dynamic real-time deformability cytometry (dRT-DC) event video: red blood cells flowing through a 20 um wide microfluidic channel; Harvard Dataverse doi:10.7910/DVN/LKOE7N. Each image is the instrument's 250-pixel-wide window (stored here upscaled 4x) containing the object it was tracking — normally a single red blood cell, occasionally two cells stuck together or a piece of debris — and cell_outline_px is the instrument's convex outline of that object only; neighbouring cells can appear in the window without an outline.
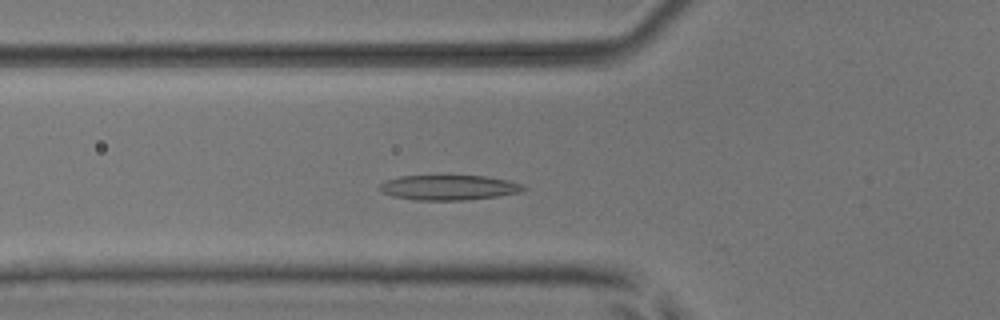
{"species": "common noctule bat (a hibernating species)", "species_latin": "Nyctalus noctula", "temperature_condition": "room temperature", "stored_images_in_passage": 31, "camera_frame_rate_fps": 3000, "um_per_image_px": 0.085, "animal": {"sex": "male", "body_mass_g": 17.9, "forearm_length_mm": 54.2}, "frame": {"image": 1, "passage_image": 6, "time_ms": 1.667, "image_size_px": [1000, 320], "cell_outline_px": [[528, 188], [520, 192], [496, 196], [468, 200], [416, 200], [392, 196], [380, 192], [376, 188], [384, 180], [400, 176], [484, 176], [508, 180], [524, 184]], "centroid_in_image_um": [38.11, 15.94], "position_along_channel_um": 87.7, "area_um2": 21.15}}
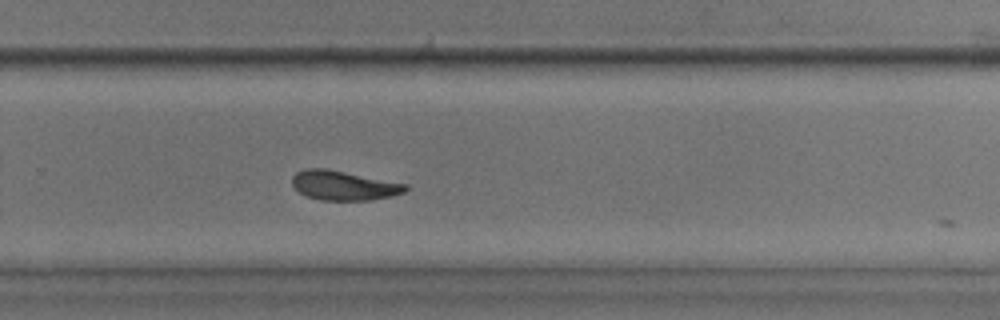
{"frame": {"image": 2, "passage_image": 22, "time_ms": 7.0, "image_size_px": [1000, 320], "cell_outline_px": [[408, 188], [404, 192], [392, 196], [368, 200], [320, 200], [304, 196], [292, 184], [292, 176], [296, 172], [304, 168], [324, 168], [408, 184]], "centroid_in_image_um": [29.19, 15.76], "position_along_channel_um": 300.6, "area_um2": 19.42}}
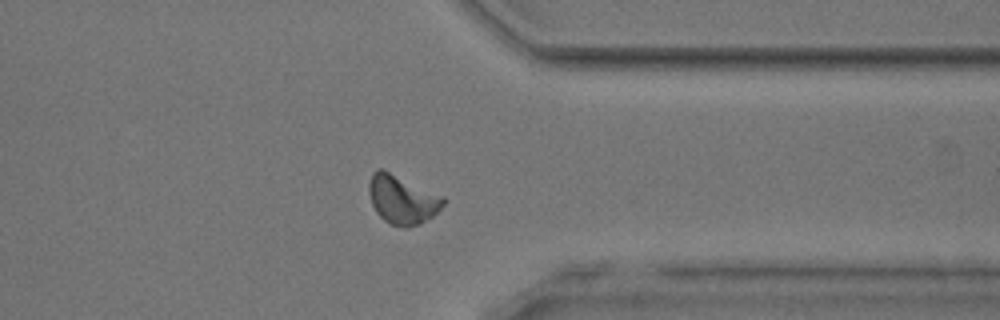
{"frame": {"image": 3, "passage_image": 28, "time_ms": 9.0, "image_size_px": [1000, 320], "cell_outline_px": [[448, 200], [432, 216], [420, 224], [408, 228], [404, 228], [392, 224], [384, 220], [376, 212], [372, 204], [368, 192], [368, 184], [372, 172], [376, 168], [380, 168], [444, 196]], "centroid_in_image_um": [34.18, 16.96], "position_along_channel_um": 377.2, "area_um2": 21.15}}